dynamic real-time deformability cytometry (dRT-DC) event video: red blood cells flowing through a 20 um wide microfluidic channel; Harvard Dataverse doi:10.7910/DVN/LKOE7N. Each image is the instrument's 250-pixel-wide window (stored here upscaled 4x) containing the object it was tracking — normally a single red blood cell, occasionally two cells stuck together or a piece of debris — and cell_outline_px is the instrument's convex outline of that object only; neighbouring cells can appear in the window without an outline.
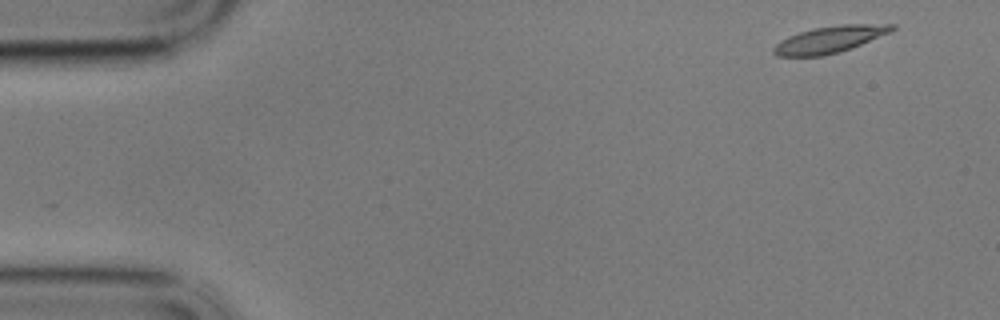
{"species": "common noctule bat (a hibernating species)", "species_latin": "Nyctalus noctula", "temperature_condition": "cold", "stored_images_in_passage": 56, "camera_frame_rate_fps": 3000, "um_per_image_px": 0.085, "animal": {"sex": "male", "body_mass_g": 17.9}, "frame": {"image": 1, "passage_image": 1, "time_ms": 0.0, "image_size_px": [1000, 320], "cell_outline_px": [[896, 28], [892, 32], [852, 48], [820, 56], [776, 56], [772, 52], [772, 48], [780, 40], [788, 36], [800, 32], [816, 28], [840, 24], [896, 24]], "centroid_in_image_um": [70.55, 3.35], "position_along_channel_um": 14.5, "area_um2": 18.44}}
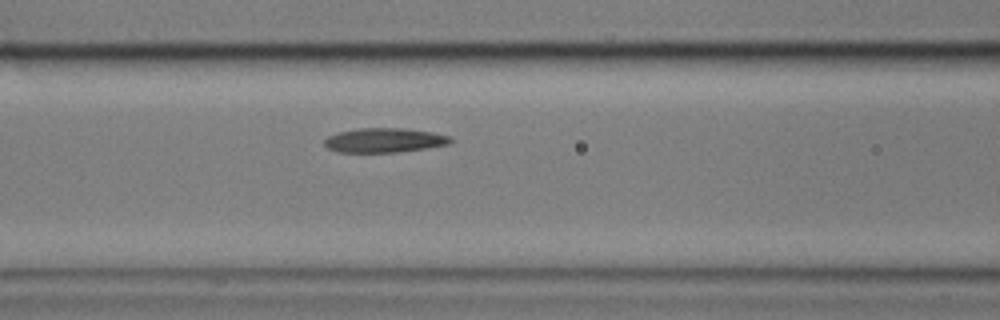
{"frame": {"image": 2, "passage_image": 21, "time_ms": 6.667, "image_size_px": [1000, 320], "cell_outline_px": [[452, 140], [448, 144], [424, 148], [396, 152], [340, 152], [328, 148], [324, 144], [324, 140], [328, 136], [340, 132], [360, 128], [404, 128], [432, 132], [448, 136]], "centroid_in_image_um": [32.64, 11.92], "position_along_channel_um": 134.0, "area_um2": 17.63}}
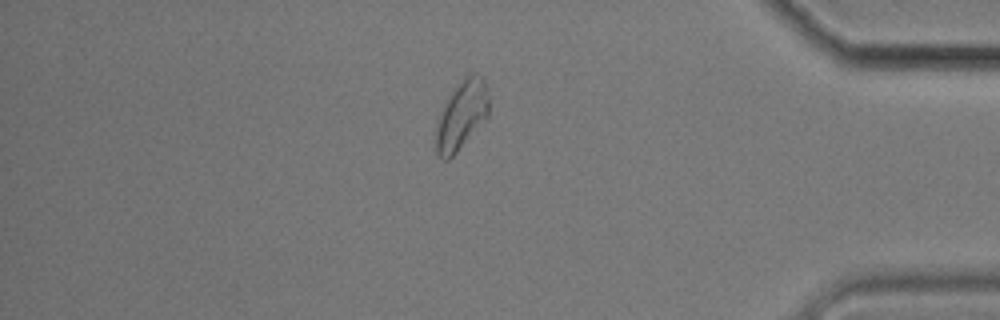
{"frame": {"image": 3, "passage_image": 47, "time_ms": 15.333, "image_size_px": [1000, 320], "cell_outline_px": [[488, 116], [456, 152], [448, 160], [444, 160], [436, 152], [436, 128], [444, 104], [456, 84], [468, 72], [472, 72], [484, 76], [488, 96]], "centroid_in_image_um": [39.25, 9.72], "position_along_channel_um": 396.0, "area_um2": 21.04}, "authors_computed_cell_mechanics": {"area_um2": 18.5538, "velocity_mm_per_s": 3.3936, "shape_relaxation_time_tau1_ms": null, "shape_relaxation_time_tau2_ms": 2.957, "deformation_change_tau1": null, "deformation_change_tau2": 0.0859}}